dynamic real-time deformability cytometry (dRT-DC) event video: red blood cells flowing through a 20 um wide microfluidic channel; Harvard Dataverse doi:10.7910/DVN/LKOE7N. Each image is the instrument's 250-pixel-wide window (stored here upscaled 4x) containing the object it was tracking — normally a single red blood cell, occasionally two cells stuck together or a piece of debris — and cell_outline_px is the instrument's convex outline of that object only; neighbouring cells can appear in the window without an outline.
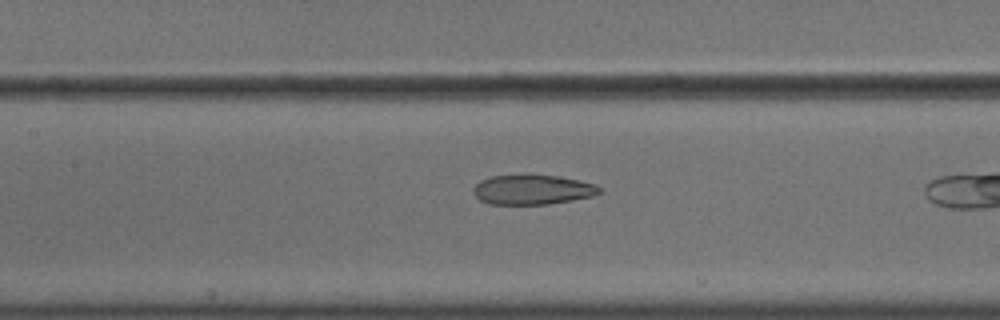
{"species": "common noctule bat (a hibernating species)", "species_latin": "Nyctalus noctula", "temperature_condition": "cold", "stored_images_in_passage": 23, "camera_frame_rate_fps": 3000, "um_per_image_px": 0.085, "animal": {"sex": "male", "body_mass_g": 18.8}, "frame": {"image": 1, "passage_image": 14, "time_ms": 4.333, "image_size_px": [1000, 320], "cell_outline_px": [[600, 192], [592, 196], [572, 200], [548, 204], [488, 204], [480, 200], [472, 192], [472, 188], [480, 180], [492, 176], [524, 172], [528, 172], [556, 176], [596, 184], [600, 188]], "centroid_in_image_um": [45.19, 16.08], "position_along_channel_um": 162.2, "area_um2": 22.43}}
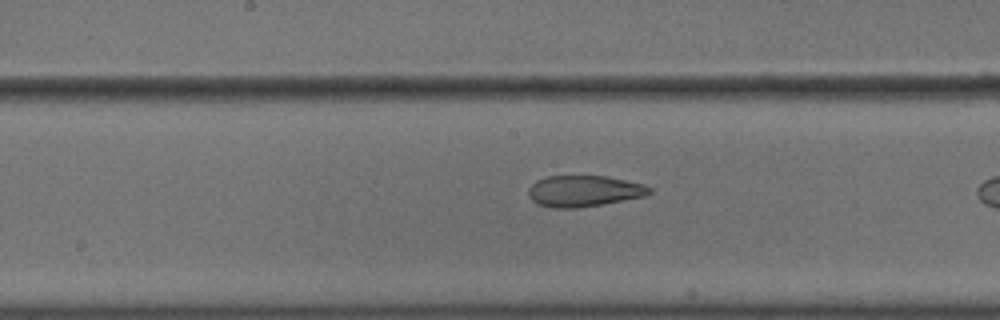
{"frame": {"image": 2, "passage_image": 17, "time_ms": 5.333, "image_size_px": [1000, 320], "cell_outline_px": [[652, 192], [644, 196], [600, 204], [576, 208], [552, 208], [536, 204], [528, 196], [528, 188], [536, 180], [548, 176], [604, 176], [644, 184], [652, 188]], "centroid_in_image_um": [49.59, 16.24], "position_along_channel_um": 198.6, "area_um2": 21.91}}